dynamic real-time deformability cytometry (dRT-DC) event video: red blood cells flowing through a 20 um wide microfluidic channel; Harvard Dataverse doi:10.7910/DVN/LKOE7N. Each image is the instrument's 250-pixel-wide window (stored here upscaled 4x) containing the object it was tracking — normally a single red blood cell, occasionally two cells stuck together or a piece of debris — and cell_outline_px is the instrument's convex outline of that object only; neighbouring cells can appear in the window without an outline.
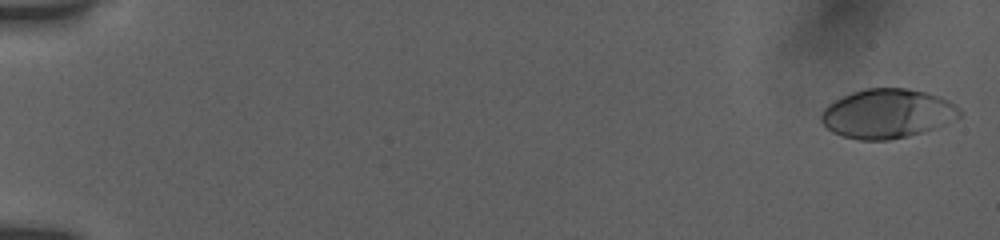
{"species": "human", "species_latin": "Homo sapiens", "temperature_condition": "room temperature", "stored_images_in_passage": 43, "camera_frame_rate_fps": 3000, "um_per_image_px": 0.085, "donor": {"sex": "female"}, "frame": {"image": 1, "passage_image": 2, "time_ms": 0.333, "image_size_px": [1000, 240], "cell_outline_px": [[964, 112], [960, 116], [944, 124], [924, 132], [908, 136], [888, 140], [860, 140], [844, 136], [832, 132], [820, 120], [820, 112], [828, 104], [852, 92], [864, 88], [908, 88], [940, 96], [956, 104]], "centroid_in_image_um": [75.43, 9.65], "position_along_channel_um": 9.6, "area_um2": 39.82}}
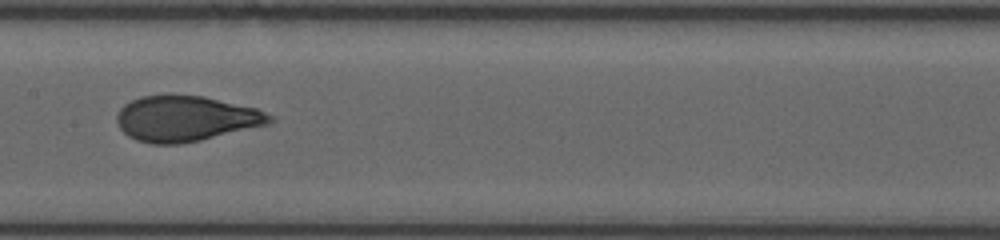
{"frame": {"image": 2, "passage_image": 19, "time_ms": 9.667, "image_size_px": [1000, 240], "cell_outline_px": [[276, 120], [268, 124], [200, 140], [180, 144], [152, 144], [136, 140], [128, 136], [120, 128], [116, 120], [116, 116], [120, 108], [124, 104], [140, 96], [204, 96], [256, 108], [272, 116]], "centroid_in_image_um": [15.78, 10.09], "position_along_channel_um": 191.6, "area_um2": 40.23}}
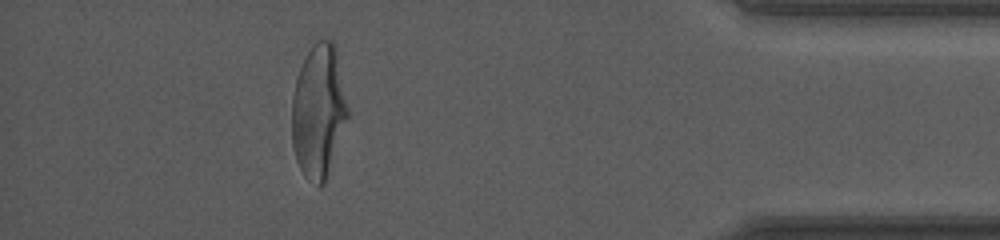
{"frame": {"image": 3, "passage_image": 38, "time_ms": 16.333, "image_size_px": [1000, 240], "cell_outline_px": [[348, 116], [324, 184], [320, 188], [316, 188], [304, 176], [296, 160], [292, 144], [292, 96], [296, 80], [300, 68], [312, 44], [320, 40], [332, 40], [336, 44], [348, 108]], "centroid_in_image_um": [27.07, 9.47], "position_along_channel_um": 408.1, "area_um2": 43.47}, "authors_computed_cell_mechanics": {"area_um2": 40.2288, "velocity_mm_per_s": 3.8424, "shape_relaxation_time_tau1_ms": 4.2461, "shape_relaxation_time_tau2_ms": null, "deformation_change_tau1": 0.1725, "deformation_change_tau2": null}}